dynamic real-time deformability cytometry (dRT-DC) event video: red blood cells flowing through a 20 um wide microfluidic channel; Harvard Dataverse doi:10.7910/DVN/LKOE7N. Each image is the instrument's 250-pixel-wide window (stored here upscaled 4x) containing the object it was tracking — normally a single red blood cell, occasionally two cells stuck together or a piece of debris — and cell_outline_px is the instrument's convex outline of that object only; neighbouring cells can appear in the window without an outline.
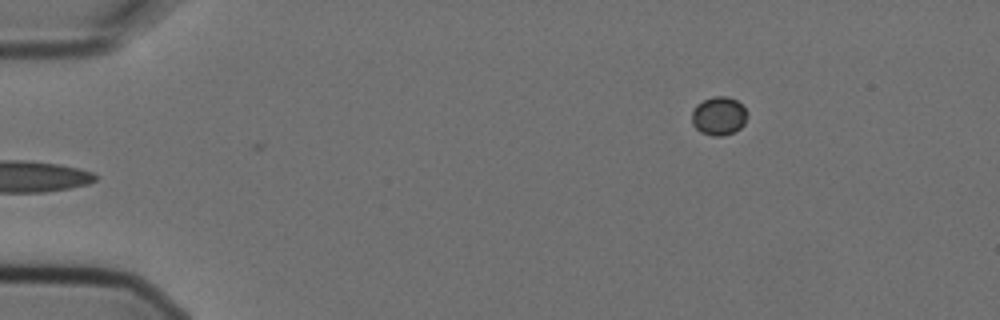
{"species": "Egyptian fruit bat (a non-hibernating species)", "species_latin": "Rousettus aegyptiacus", "temperature_condition": "cold", "stored_images_in_passage": 4, "camera_frame_rate_fps": 3000, "um_per_image_px": 0.085, "animal": {"sex": "female"}, "frame": {"image": 1, "passage_image": 4, "time_ms": 1.0, "image_size_px": [1000, 320], "cell_outline_px": [[744, 124], [740, 128], [732, 132], [720, 136], [712, 136], [700, 132], [692, 124], [692, 112], [696, 104], [712, 96], [728, 96], [736, 100], [744, 108]], "centroid_in_image_um": [61.04, 9.85], "position_along_channel_um": 24.0, "area_um2": 12.2}}